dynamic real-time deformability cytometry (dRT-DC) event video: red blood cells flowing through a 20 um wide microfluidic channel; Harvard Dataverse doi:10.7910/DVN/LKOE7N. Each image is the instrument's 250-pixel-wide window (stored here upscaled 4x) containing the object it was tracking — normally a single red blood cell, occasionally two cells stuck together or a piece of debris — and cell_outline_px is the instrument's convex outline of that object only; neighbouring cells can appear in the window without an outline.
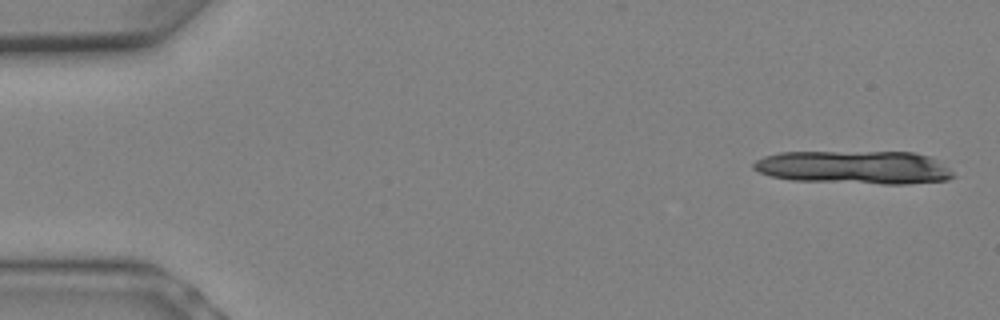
{"species": "Egyptian fruit bat (a non-hibernating species)", "species_latin": "Rousettus aegyptiacus", "temperature_condition": "warm", "stored_images_in_passage": 8, "camera_frame_rate_fps": 3000, "um_per_image_px": 0.085, "animal": {"sex": "female"}, "frame": {"image": 1, "passage_image": 1, "time_ms": 0.0, "image_size_px": [1000, 320], "cell_outline_px": [[956, 176], [948, 180], [908, 184], [880, 184], [792, 180], [768, 176], [752, 168], [752, 164], [756, 160], [764, 156], [780, 152], [912, 152], [928, 156], [936, 160], [948, 168]], "centroid_in_image_um": [72.6, 14.23], "position_along_channel_um": 12.4, "area_um2": 38.9}}
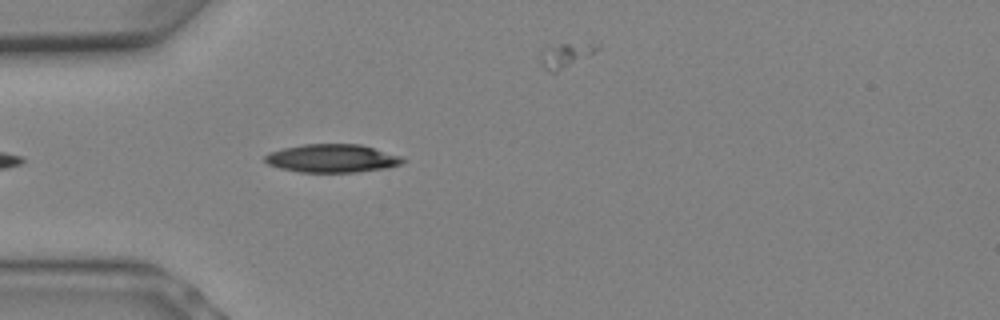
{"frame": {"image": 2, "passage_image": 7, "time_ms": 2.0, "image_size_px": [1000, 320], "cell_outline_px": [[408, 160], [400, 164], [388, 168], [356, 172], [300, 172], [280, 168], [268, 164], [264, 160], [264, 156], [268, 152], [284, 148], [304, 144], [360, 144], [404, 156]], "centroid_in_image_um": [28.28, 13.46], "position_along_channel_um": 56.7, "area_um2": 22.89}}